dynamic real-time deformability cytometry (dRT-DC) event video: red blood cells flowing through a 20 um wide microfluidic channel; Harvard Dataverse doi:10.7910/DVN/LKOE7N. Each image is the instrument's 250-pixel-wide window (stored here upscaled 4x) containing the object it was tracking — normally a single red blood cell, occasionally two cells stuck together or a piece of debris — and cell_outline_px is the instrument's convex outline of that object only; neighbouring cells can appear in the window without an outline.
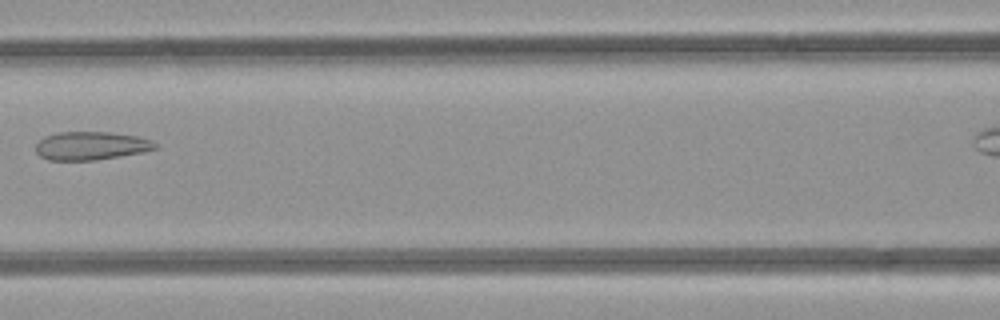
{"species": "common noctule bat (a hibernating species)", "species_latin": "Nyctalus noctula", "temperature_condition": "room temperature", "stored_images_in_passage": 7, "segment_of_instrument_passage": [1, 2], "camera_frame_rate_fps": 3000, "um_per_image_px": 0.085, "animal": {"sex": "female", "body_mass_g": 21.9}, "frame": {"image": 1, "passage_image": 5, "time_ms": 4.667, "image_size_px": [1000, 320], "cell_outline_px": [[160, 144], [156, 148], [144, 152], [96, 160], [48, 160], [40, 156], [36, 152], [36, 144], [44, 136], [56, 132], [112, 132], [136, 136], [152, 140]], "centroid_in_image_um": [7.75, 12.38], "position_along_channel_um": 158.8, "area_um2": 19.88}}
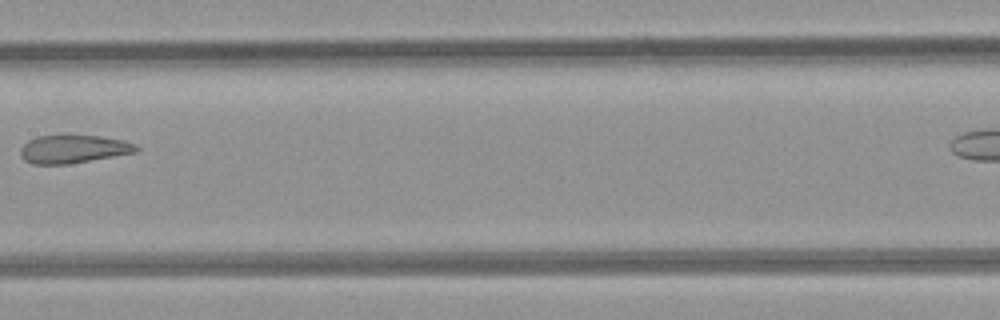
{"frame": {"image": 2, "passage_image": 6, "time_ms": 5.667, "image_size_px": [1000, 320], "cell_outline_px": [[140, 148], [136, 152], [68, 164], [32, 164], [24, 160], [20, 156], [20, 148], [28, 140], [40, 136], [100, 136], [124, 140], [136, 144]], "centroid_in_image_um": [6.23, 12.68], "position_along_channel_um": 201.2, "area_um2": 18.84}}